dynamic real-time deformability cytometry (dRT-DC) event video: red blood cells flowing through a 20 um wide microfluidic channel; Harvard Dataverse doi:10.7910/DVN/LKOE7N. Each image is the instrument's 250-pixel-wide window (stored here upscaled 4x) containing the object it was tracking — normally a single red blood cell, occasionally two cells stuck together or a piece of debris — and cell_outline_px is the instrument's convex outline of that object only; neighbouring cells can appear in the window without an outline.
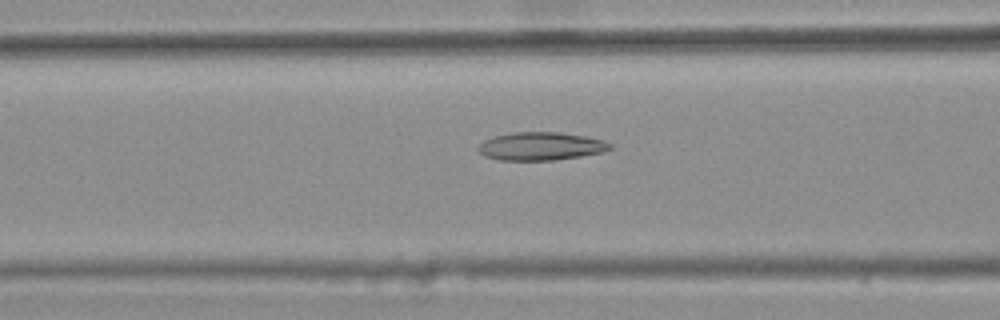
{"species": "common noctule bat (a hibernating species)", "species_latin": "Nyctalus noctula", "temperature_condition": "warm", "stored_images_in_passage": 32, "camera_frame_rate_fps": 3000, "um_per_image_px": 0.085, "animal": {"sex": "female", "body_mass_g": 25.1}, "frame": {"image": 1, "passage_image": 5, "time_ms": 1.333, "image_size_px": [1000, 320], "cell_outline_px": [[612, 148], [604, 152], [556, 160], [500, 160], [484, 156], [476, 148], [484, 140], [496, 136], [512, 132], [560, 132], [584, 136], [604, 140], [612, 144]], "centroid_in_image_um": [45.98, 12.43], "position_along_channel_um": 120.6, "area_um2": 21.62}}
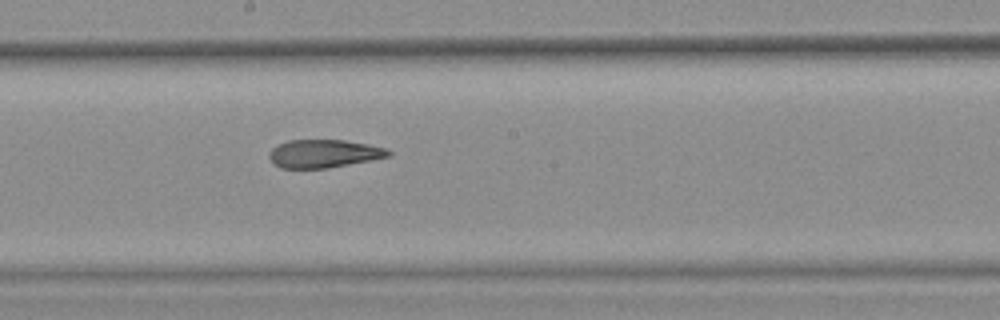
{"frame": {"image": 2, "passage_image": 13, "time_ms": 4.0, "image_size_px": [1000, 320], "cell_outline_px": [[392, 156], [372, 160], [328, 168], [280, 168], [268, 156], [272, 148], [288, 140], [344, 140], [368, 144], [384, 148], [392, 152]], "centroid_in_image_um": [27.56, 13.06], "position_along_channel_um": 220.6, "area_um2": 19.42}}
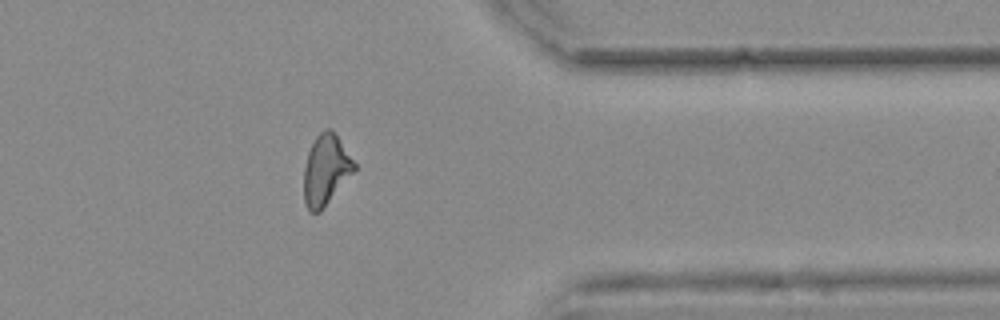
{"frame": {"image": 3, "passage_image": 27, "time_ms": 8.667, "image_size_px": [1000, 320], "cell_outline_px": [[356, 168], [320, 212], [312, 212], [308, 208], [304, 200], [304, 168], [308, 152], [316, 136], [324, 128], [332, 128], [356, 164]], "centroid_in_image_um": [27.69, 14.41], "position_along_channel_um": 383.7, "area_um2": 20.35}}